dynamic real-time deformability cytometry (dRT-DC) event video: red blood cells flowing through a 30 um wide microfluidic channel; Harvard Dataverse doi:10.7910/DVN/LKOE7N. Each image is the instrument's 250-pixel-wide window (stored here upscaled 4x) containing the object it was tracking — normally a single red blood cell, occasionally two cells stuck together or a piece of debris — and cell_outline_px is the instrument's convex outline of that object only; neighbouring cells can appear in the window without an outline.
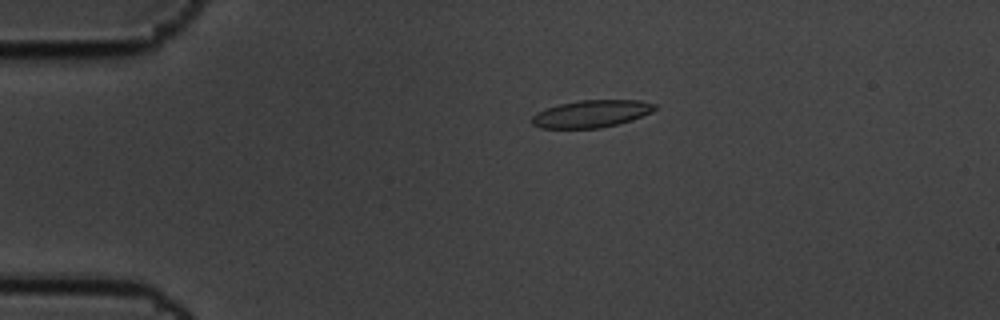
{"species": "common noctule bat (a hibernating species)", "species_latin": "Nyctalus noctula", "temperature_condition": "cold", "stored_images_in_passage": 3, "camera_frame_rate_fps": 3000, "um_per_image_px": 0.085, "animal": {"sex": "male", "body_mass_g": 19.5, "forearm_length_mm": 54.6}, "frame": {"image": 1, "passage_image": 1, "time_ms": 0.0, "image_size_px": [1000, 320], "cell_outline_px": [[656, 108], [652, 112], [632, 120], [600, 128], [540, 128], [532, 124], [532, 116], [536, 112], [560, 104], [580, 100], [640, 100], [656, 104]], "centroid_in_image_um": [50.28, 9.67], "position_along_channel_um": 34.7, "area_um2": 19.48}}
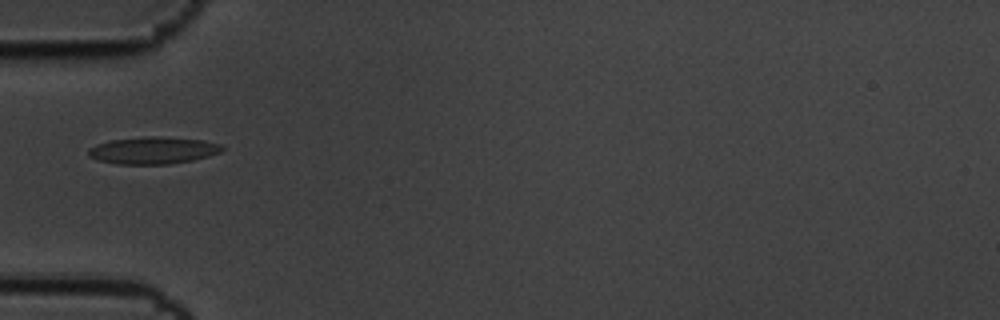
{"frame": {"image": 2, "passage_image": 3, "time_ms": 0.667, "image_size_px": [1000, 320], "cell_outline_px": [[224, 148], [220, 152], [208, 156], [192, 160], [168, 164], [116, 164], [96, 160], [88, 156], [88, 148], [96, 144], [108, 140], [144, 136], [160, 136], [204, 140], [220, 144]], "centroid_in_image_um": [12.96, 12.77], "position_along_channel_um": 72.0, "area_um2": 21.33}}